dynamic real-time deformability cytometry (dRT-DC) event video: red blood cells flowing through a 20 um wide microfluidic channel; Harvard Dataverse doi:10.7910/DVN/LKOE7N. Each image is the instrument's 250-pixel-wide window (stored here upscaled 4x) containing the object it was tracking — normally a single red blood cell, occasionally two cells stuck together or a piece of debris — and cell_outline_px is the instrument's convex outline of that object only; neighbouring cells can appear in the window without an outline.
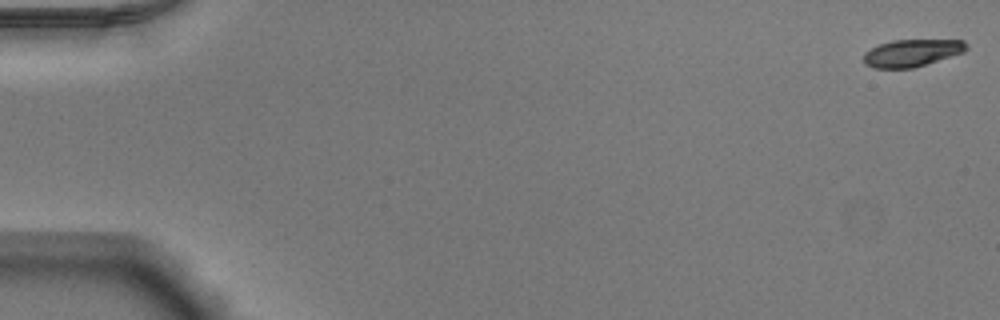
{"species": "Egyptian fruit bat (a non-hibernating species)", "species_latin": "Rousettus aegyptiacus", "temperature_condition": "warm", "stored_images_in_passage": 11, "camera_frame_rate_fps": 3000, "um_per_image_px": 0.085, "animal": {"sex": "male"}, "frame": {"image": 1, "passage_image": 1, "time_ms": 0.0, "image_size_px": [1000, 320], "cell_outline_px": [[968, 48], [964, 52], [912, 68], [872, 68], [864, 64], [864, 52], [880, 44], [892, 40], [964, 40], [968, 44]], "centroid_in_image_um": [77.5, 4.49], "position_along_channel_um": 7.5, "area_um2": 16.24}}